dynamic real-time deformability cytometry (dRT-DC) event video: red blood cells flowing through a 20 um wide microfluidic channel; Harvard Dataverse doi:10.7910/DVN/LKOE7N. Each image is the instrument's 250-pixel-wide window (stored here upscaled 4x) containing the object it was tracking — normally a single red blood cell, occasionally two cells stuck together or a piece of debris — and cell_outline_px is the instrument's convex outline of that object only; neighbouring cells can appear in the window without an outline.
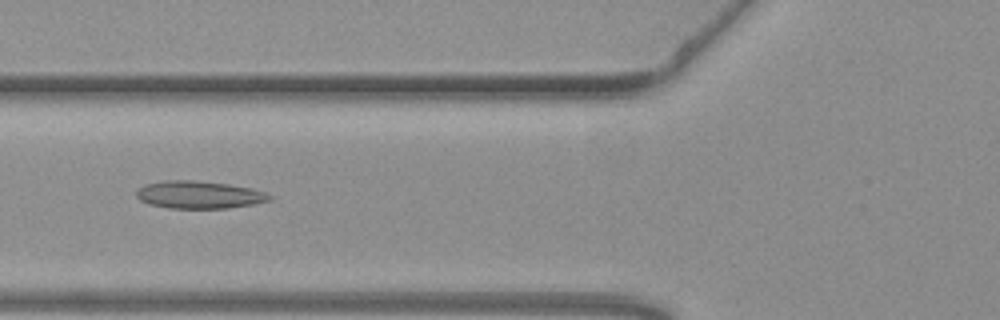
{"species": "common noctule bat (a hibernating species)", "species_latin": "Nyctalus noctula", "temperature_condition": "warm", "stored_images_in_passage": 53, "camera_frame_rate_fps": 3000, "um_per_image_px": 0.085, "animal": {"sex": "female", "body_mass_g": 19.3, "forearm_length_mm": 54.1}, "frame": {"image": 1, "passage_image": 20, "time_ms": 6.333, "image_size_px": [1000, 320], "cell_outline_px": [[272, 200], [252, 204], [228, 208], [168, 208], [148, 204], [140, 200], [136, 196], [136, 192], [144, 184], [164, 180], [192, 180], [228, 184], [248, 188], [264, 192], [272, 196]], "centroid_in_image_um": [16.88, 16.55], "position_along_channel_um": 108.9, "area_um2": 21.27}}
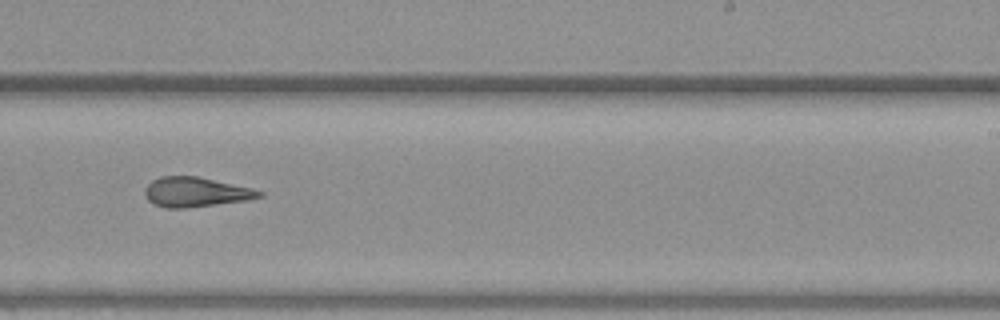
{"frame": {"image": 2, "passage_image": 33, "time_ms": 10.667, "image_size_px": [1000, 320], "cell_outline_px": [[264, 196], [248, 200], [184, 208], [164, 208], [152, 204], [148, 200], [144, 192], [144, 188], [152, 180], [160, 176], [196, 176], [252, 188], [264, 192]], "centroid_in_image_um": [16.61, 16.33], "position_along_channel_um": 272.4, "area_um2": 19.83}}
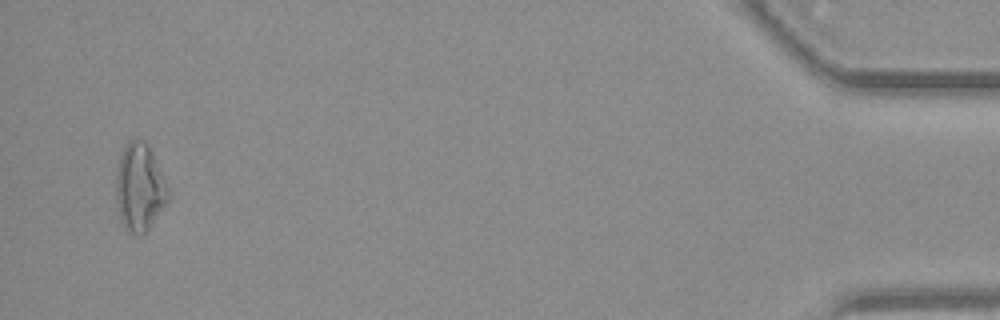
{"frame": {"image": 3, "passage_image": 52, "time_ms": 17.0, "image_size_px": [1000, 320], "cell_outline_px": [[168, 200], [148, 228], [140, 236], [136, 236], [128, 232], [124, 228], [120, 216], [116, 200], [116, 176], [120, 156], [128, 140], [132, 136], [136, 136], [144, 140], [148, 144], [152, 152], [168, 188]], "centroid_in_image_um": [11.84, 15.89], "position_along_channel_um": 423.4, "area_um2": 26.47}}